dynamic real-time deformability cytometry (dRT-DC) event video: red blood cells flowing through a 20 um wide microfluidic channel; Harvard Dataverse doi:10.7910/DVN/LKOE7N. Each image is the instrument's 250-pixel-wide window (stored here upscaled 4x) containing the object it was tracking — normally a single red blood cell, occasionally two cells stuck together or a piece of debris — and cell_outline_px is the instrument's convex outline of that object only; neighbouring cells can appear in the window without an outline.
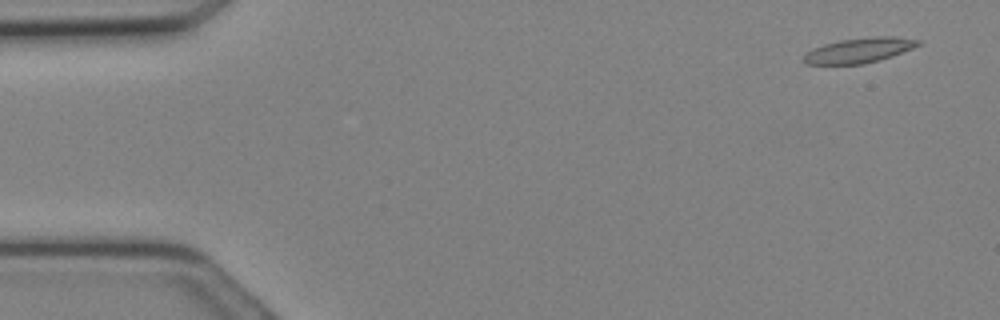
{"species": "Egyptian fruit bat (a non-hibernating species)", "species_latin": "Rousettus aegyptiacus", "temperature_condition": "cold", "stored_images_in_passage": 9, "camera_frame_rate_fps": 3000, "um_per_image_px": 0.085, "animal": {"sex": "female"}, "frame": {"image": 1, "passage_image": 2, "time_ms": 0.333, "image_size_px": [1000, 320], "cell_outline_px": [[924, 40], [920, 44], [912, 48], [892, 56], [880, 60], [860, 64], [804, 64], [804, 56], [812, 48], [824, 44], [840, 40], [876, 36], [892, 36]], "centroid_in_image_um": [73.06, 4.27], "position_along_channel_um": 11.9, "area_um2": 16.59}}
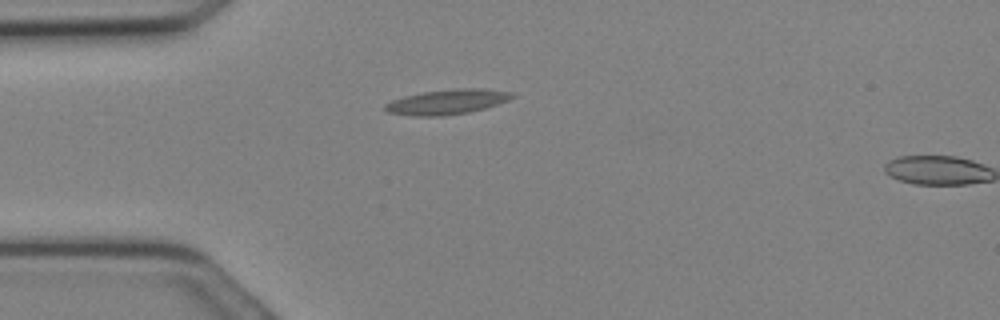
{"frame": {"image": 2, "passage_image": 8, "time_ms": 2.333, "image_size_px": [1000, 320], "cell_outline_px": [[516, 96], [508, 100], [484, 108], [468, 112], [444, 116], [416, 116], [388, 112], [384, 108], [384, 104], [392, 100], [404, 96], [424, 92], [460, 88], [480, 88], [512, 92]], "centroid_in_image_um": [38.01, 8.66], "position_along_channel_um": 47.0, "area_um2": 18.26}}